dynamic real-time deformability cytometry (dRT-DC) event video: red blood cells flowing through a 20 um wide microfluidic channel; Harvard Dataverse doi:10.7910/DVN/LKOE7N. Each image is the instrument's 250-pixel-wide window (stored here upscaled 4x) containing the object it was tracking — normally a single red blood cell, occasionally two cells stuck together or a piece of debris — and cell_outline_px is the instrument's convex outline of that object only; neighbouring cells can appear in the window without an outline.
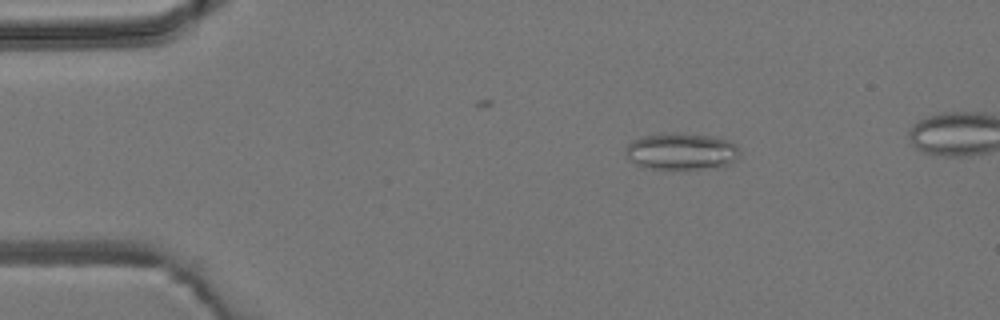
{"species": "common noctule bat (a hibernating species)", "species_latin": "Nyctalus noctula", "temperature_condition": "room temperature", "stored_images_in_passage": 4, "camera_frame_rate_fps": 3000, "um_per_image_px": 0.085, "animal": {"sex": "male", "body_mass_g": 19.2, "forearm_length_mm": 51.8}, "frame": {"image": 1, "passage_image": 2, "time_ms": 1.0, "image_size_px": [1000, 320], "cell_outline_px": [[740, 156], [728, 164], [716, 168], [652, 168], [636, 164], [628, 160], [624, 152], [624, 148], [632, 140], [644, 136], [708, 136], [728, 140], [736, 144], [740, 152]], "centroid_in_image_um": [57.92, 12.91], "position_along_channel_um": 27.1, "area_um2": 23.41}}